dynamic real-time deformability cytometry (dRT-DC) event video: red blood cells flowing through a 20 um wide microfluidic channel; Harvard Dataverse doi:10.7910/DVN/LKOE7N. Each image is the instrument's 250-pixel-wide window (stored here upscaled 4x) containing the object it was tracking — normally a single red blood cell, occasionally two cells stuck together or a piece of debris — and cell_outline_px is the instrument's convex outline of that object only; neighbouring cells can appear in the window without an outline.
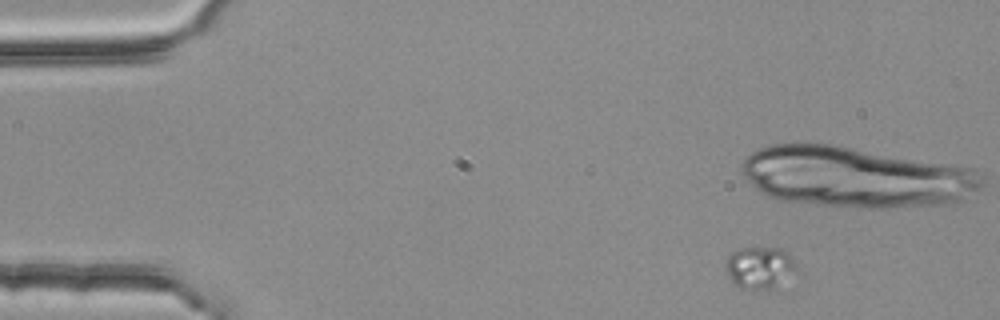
{"species": "common noctule bat (a hibernating species)", "species_latin": "Nyctalus noctula", "temperature_condition": "room temperature", "stored_images_in_passage": 3, "camera_frame_rate_fps": 3000, "um_per_image_px": 0.085, "animal": {"sex": "female", "body_mass_g": 25.1}, "frame": {"image": 1, "passage_image": 1, "time_ms": 0.0, "image_size_px": [1000, 320], "cell_outline_px": [[804, 272], [772, 288], [740, 288], [728, 276], [724, 268], [724, 264], [728, 256], [732, 252], [740, 248], [780, 248], [788, 252], [792, 256]], "centroid_in_image_um": [64.69, 22.73], "position_along_channel_um": 20.3, "area_um2": 17.98}}